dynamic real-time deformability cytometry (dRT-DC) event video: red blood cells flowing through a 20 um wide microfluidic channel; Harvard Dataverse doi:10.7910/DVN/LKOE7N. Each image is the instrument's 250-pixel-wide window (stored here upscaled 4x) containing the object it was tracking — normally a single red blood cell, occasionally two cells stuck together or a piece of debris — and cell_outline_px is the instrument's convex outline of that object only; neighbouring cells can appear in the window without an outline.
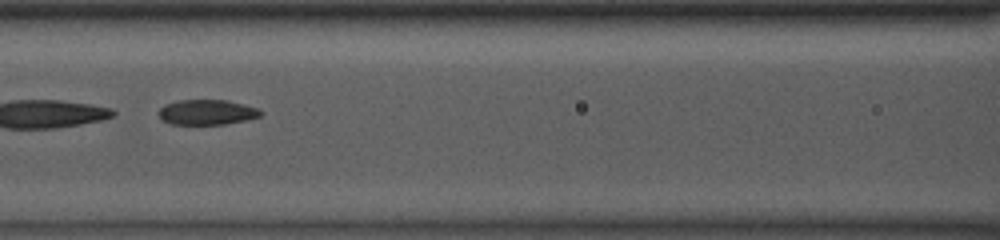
{"species": "common noctule bat (a hibernating species)", "species_latin": "Nyctalus noctula", "temperature_condition": "room temperature", "stored_images_in_passage": 27, "segment_of_instrument_passage": [2, 2], "camera_frame_rate_fps": 3000, "um_per_image_px": 0.085, "animal": {"sex": "male", "body_mass_g": 13.0, "forearm_length_mm": 53.1}, "frame": {"image": 1, "passage_image": 22, "time_ms": 7.0, "image_size_px": [1000, 240], "cell_outline_px": [[264, 112], [260, 116], [244, 120], [224, 124], [172, 124], [160, 120], [156, 112], [164, 104], [180, 100], [228, 100], [260, 108]], "centroid_in_image_um": [17.56, 9.53], "position_along_channel_um": 149.0, "area_um2": 15.14}}